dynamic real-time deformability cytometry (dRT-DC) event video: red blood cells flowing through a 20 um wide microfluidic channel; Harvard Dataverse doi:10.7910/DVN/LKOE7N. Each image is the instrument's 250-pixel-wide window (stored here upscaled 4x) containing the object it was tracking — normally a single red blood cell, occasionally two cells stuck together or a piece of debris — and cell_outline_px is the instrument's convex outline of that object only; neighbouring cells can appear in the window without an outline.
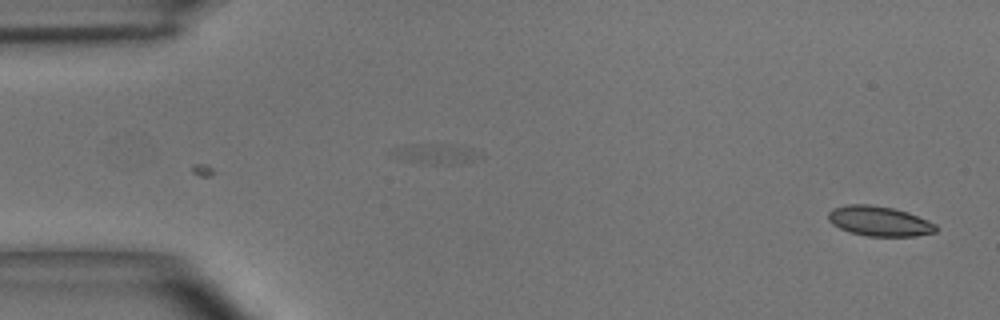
{"species": "common noctule bat (a hibernating species)", "species_latin": "Nyctalus noctula", "temperature_condition": "room temperature", "stored_images_in_passage": 49, "camera_frame_rate_fps": 3000, "um_per_image_px": 0.085, "animal": {"sex": "male", "body_mass_g": 15.6}, "frame": {"image": 1, "passage_image": 1, "time_ms": 0.0, "image_size_px": [1000, 320], "cell_outline_px": [[936, 232], [916, 236], [868, 236], [848, 232], [832, 224], [828, 220], [828, 212], [832, 208], [848, 204], [868, 204], [892, 208], [908, 212], [928, 220], [936, 224]], "centroid_in_image_um": [74.72, 18.79], "position_along_channel_um": 10.3, "area_um2": 18.84}}
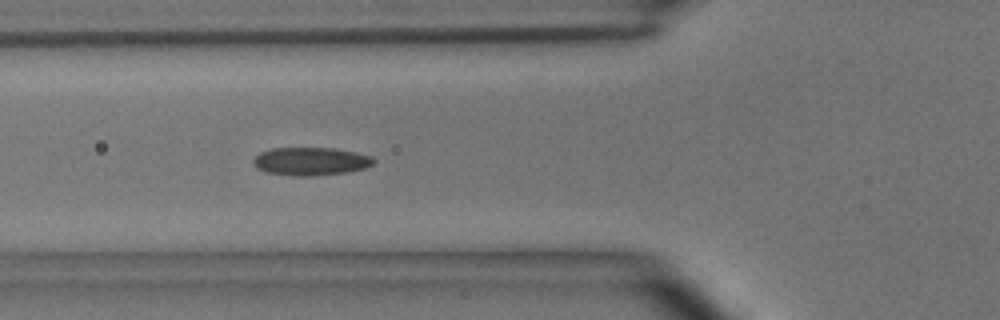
{"frame": {"image": 2, "passage_image": 17, "time_ms": 5.333, "image_size_px": [1000, 320], "cell_outline_px": [[376, 160], [372, 164], [364, 168], [348, 172], [308, 176], [300, 176], [268, 172], [256, 168], [252, 164], [252, 160], [260, 152], [272, 148], [336, 148], [356, 152], [372, 156]], "centroid_in_image_um": [26.42, 13.7], "position_along_channel_um": 99.4, "area_um2": 19.65}}
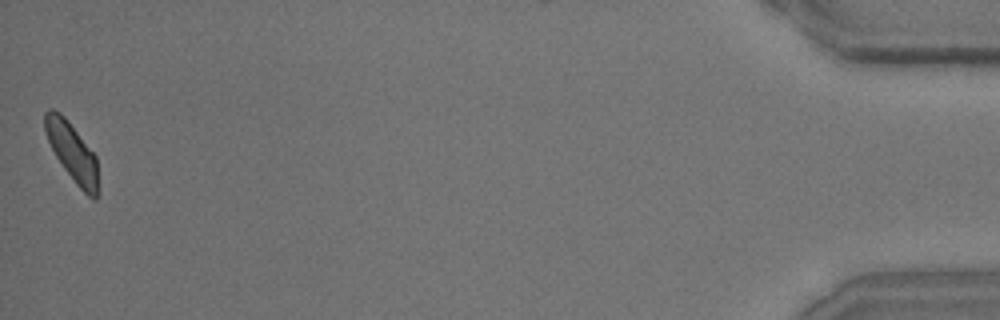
{"frame": {"image": 3, "passage_image": 49, "time_ms": 16.0, "image_size_px": [1000, 320], "cell_outline_px": [[100, 192], [96, 200], [92, 200], [76, 184], [64, 168], [56, 156], [48, 140], [44, 128], [44, 112], [48, 108], [52, 108], [60, 112], [64, 116], [96, 156]], "centroid_in_image_um": [6.16, 12.97], "position_along_channel_um": 429.0, "area_um2": 18.26}, "authors_computed_cell_mechanics": {"area_um2": 19.1896, "velocity_mm_per_s": 3.9601, "shape_relaxation_time_tau1_ms": 4.8158, "shape_relaxation_time_tau2_ms": 1.8441, "deformation_change_tau1": 0.1263, "deformation_change_tau2": 0.0869}}